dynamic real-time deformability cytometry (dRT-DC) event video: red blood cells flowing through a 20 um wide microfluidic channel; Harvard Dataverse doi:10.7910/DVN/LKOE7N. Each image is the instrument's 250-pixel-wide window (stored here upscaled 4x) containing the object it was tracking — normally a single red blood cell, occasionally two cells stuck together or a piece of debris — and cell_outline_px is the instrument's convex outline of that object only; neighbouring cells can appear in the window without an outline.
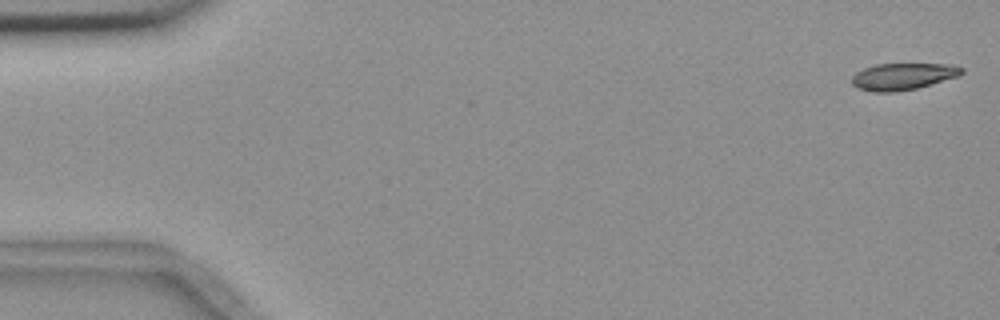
{"species": "common noctule bat (a hibernating species)", "species_latin": "Nyctalus noctula", "temperature_condition": "room temperature", "stored_images_in_passage": 11, "camera_frame_rate_fps": 3000, "um_per_image_px": 0.085, "animal": {"sex": "female", "body_mass_g": 18.4}, "frame": {"image": 1, "passage_image": 1, "time_ms": 0.0, "image_size_px": [1000, 320], "cell_outline_px": [[964, 72], [960, 76], [916, 88], [892, 92], [876, 92], [856, 88], [852, 84], [852, 76], [856, 72], [864, 68], [876, 64], [944, 64], [964, 68]], "centroid_in_image_um": [76.73, 6.5], "position_along_channel_um": 8.3, "area_um2": 17.05}}
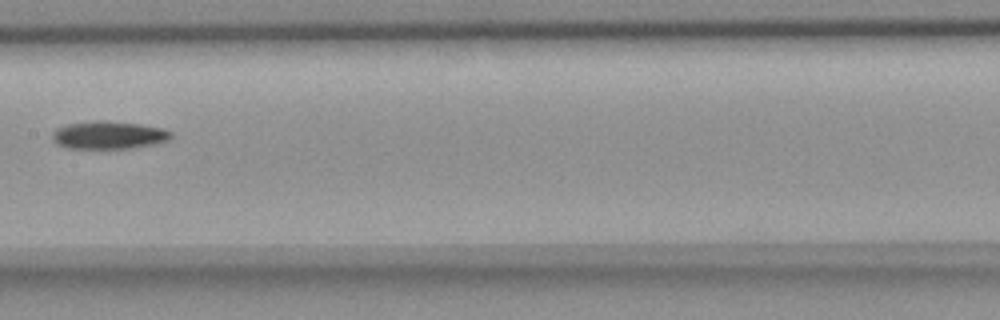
{"frame": {"image": 2, "passage_image": 8, "time_ms": 9.0, "image_size_px": [1000, 320], "cell_outline_px": [[172, 136], [168, 140], [152, 144], [132, 148], [68, 148], [56, 144], [52, 140], [52, 132], [56, 128], [68, 124], [96, 120], [108, 120], [140, 124], [164, 128], [172, 132]], "centroid_in_image_um": [9.22, 11.47], "position_along_channel_um": 198.2, "area_um2": 19.36}}
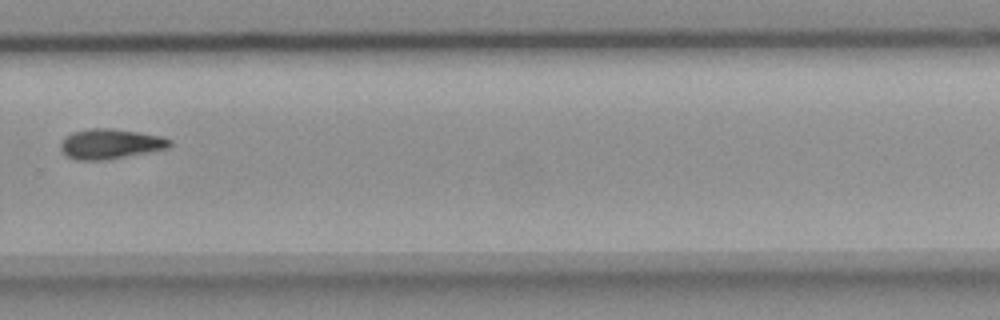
{"frame": {"image": 3, "passage_image": 11, "time_ms": 12.333, "image_size_px": [1000, 320], "cell_outline_px": [[172, 144], [168, 148], [108, 160], [76, 160], [68, 156], [60, 148], [60, 144], [64, 136], [72, 132], [92, 128], [112, 128], [160, 136], [172, 140]], "centroid_in_image_um": [9.36, 12.23], "position_along_channel_um": 320.4, "area_um2": 19.07}}